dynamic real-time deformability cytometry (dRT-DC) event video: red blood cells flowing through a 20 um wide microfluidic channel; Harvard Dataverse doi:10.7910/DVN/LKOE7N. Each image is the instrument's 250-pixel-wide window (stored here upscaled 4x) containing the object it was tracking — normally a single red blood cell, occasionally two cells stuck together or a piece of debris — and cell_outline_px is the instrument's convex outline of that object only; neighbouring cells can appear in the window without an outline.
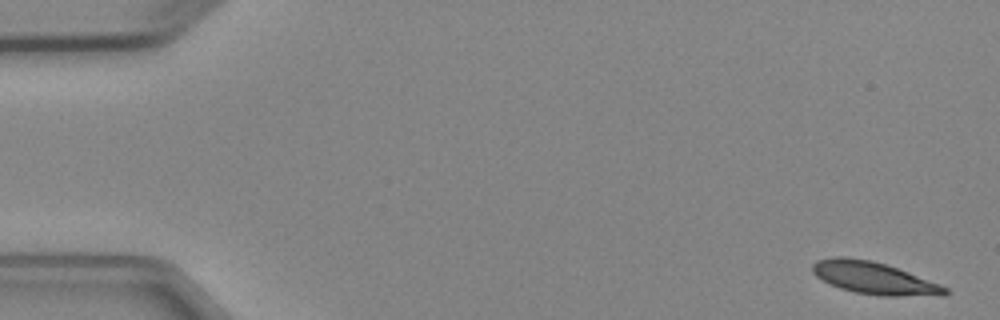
{"species": "Egyptian fruit bat (a non-hibernating species)", "species_latin": "Rousettus aegyptiacus", "temperature_condition": "cold", "stored_images_in_passage": 5, "camera_frame_rate_fps": 3000, "um_per_image_px": 0.085, "animal": {"sex": "female"}, "frame": {"image": 1, "passage_image": 1, "time_ms": 0.0, "image_size_px": [1000, 320], "cell_outline_px": [[952, 292], [944, 296], [880, 296], [856, 292], [840, 288], [828, 284], [816, 276], [812, 272], [812, 264], [816, 260], [836, 256], [844, 256], [872, 260], [908, 272], [940, 284], [948, 288]], "centroid_in_image_um": [74.3, 23.64], "position_along_channel_um": 10.7, "area_um2": 25.14}}
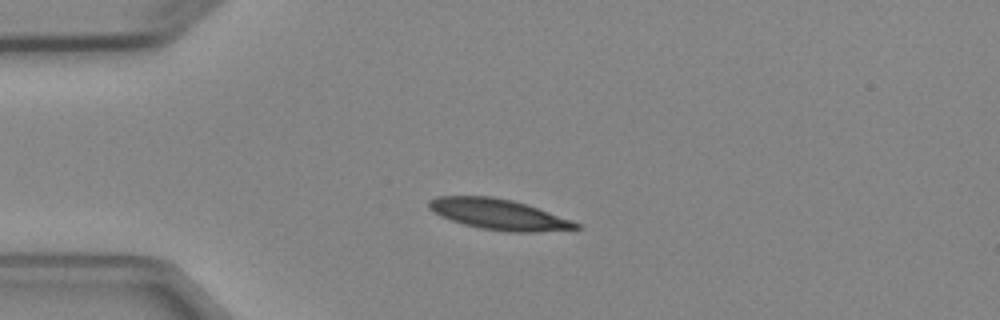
{"frame": {"image": 2, "passage_image": 4, "time_ms": 3.667, "image_size_px": [1000, 320], "cell_outline_px": [[580, 228], [536, 232], [508, 232], [480, 228], [464, 224], [440, 216], [428, 208], [428, 200], [436, 196], [492, 196], [512, 200], [548, 212], [580, 224]], "centroid_in_image_um": [42.32, 18.21], "position_along_channel_um": 42.7, "area_um2": 25.89}}